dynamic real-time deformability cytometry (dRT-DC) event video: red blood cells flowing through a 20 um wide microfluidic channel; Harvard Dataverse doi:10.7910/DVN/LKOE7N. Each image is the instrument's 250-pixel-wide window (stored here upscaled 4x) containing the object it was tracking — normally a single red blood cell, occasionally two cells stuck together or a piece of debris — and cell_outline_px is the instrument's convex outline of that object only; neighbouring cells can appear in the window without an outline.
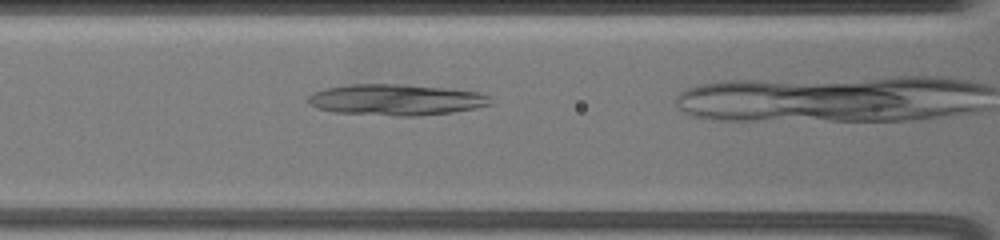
{"species": "common noctule bat (a hibernating species)", "species_latin": "Nyctalus noctula", "temperature_condition": "warm", "stored_images_in_passage": 16, "camera_frame_rate_fps": 3000, "um_per_image_px": 0.085, "animal": {"sex": "female", "body_mass_g": 19.5, "forearm_length_mm": 54.1}, "frame": {"image": 1, "passage_image": 12, "time_ms": 6.333, "image_size_px": [1000, 240], "cell_outline_px": [[492, 104], [476, 108], [452, 112], [420, 116], [396, 116], [332, 112], [316, 108], [308, 104], [308, 96], [312, 92], [324, 88], [348, 84], [404, 84], [444, 88], [480, 92], [488, 96]], "centroid_in_image_um": [33.61, 8.48], "position_along_channel_um": 133.0, "area_um2": 33.35}}